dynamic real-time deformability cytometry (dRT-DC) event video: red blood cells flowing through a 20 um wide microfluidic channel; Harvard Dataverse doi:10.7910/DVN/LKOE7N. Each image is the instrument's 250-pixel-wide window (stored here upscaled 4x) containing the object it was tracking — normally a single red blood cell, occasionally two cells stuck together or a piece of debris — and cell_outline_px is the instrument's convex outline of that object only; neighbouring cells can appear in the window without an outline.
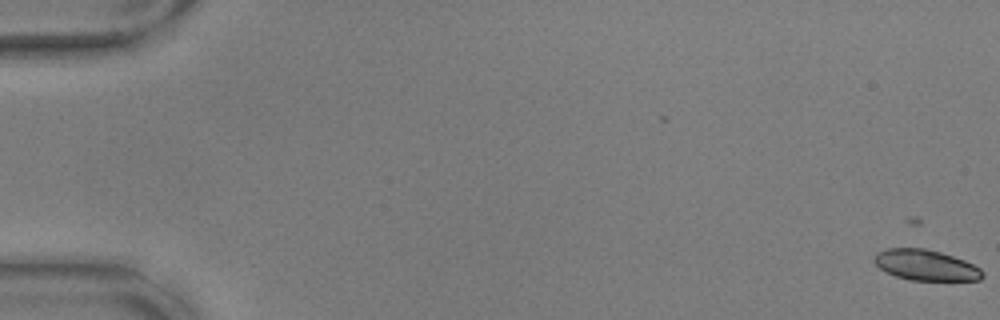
{"species": "common noctule bat (a hibernating species)", "species_latin": "Nyctalus noctula", "temperature_condition": "warm", "stored_images_in_passage": 55, "camera_frame_rate_fps": 3000, "um_per_image_px": 0.085, "animal": {"sex": "male", "body_mass_g": 17.9, "forearm_length_mm": 54.2}, "frame": {"image": 1, "passage_image": 1, "time_ms": 0.0, "image_size_px": [1000, 320], "cell_outline_px": [[984, 276], [980, 280], [912, 280], [896, 276], [880, 268], [872, 260], [876, 252], [888, 248], [924, 248], [940, 252], [964, 260], [980, 268], [984, 272]], "centroid_in_image_um": [78.69, 22.53], "position_along_channel_um": 6.3, "area_um2": 19.25}}
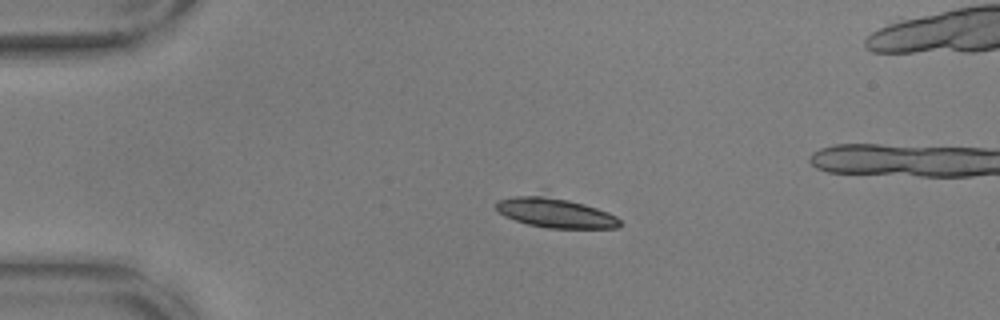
{"frame": {"image": 2, "passage_image": 14, "time_ms": 4.333, "image_size_px": [1000, 320], "cell_outline_px": [[620, 224], [616, 228], [548, 228], [528, 224], [504, 216], [496, 208], [496, 204], [500, 200], [512, 196], [544, 196], [568, 200], [584, 204], [608, 212], [616, 216], [620, 220]], "centroid_in_image_um": [47.22, 18.11], "position_along_channel_um": 37.8, "area_um2": 20.87}}
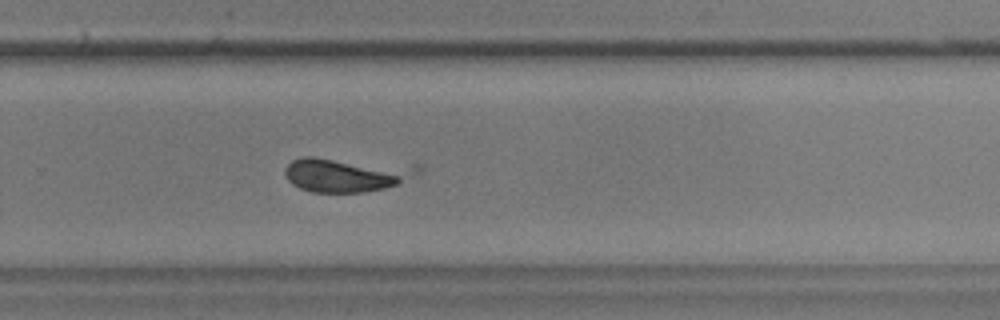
{"frame": {"image": 3, "passage_image": 39, "time_ms": 12.667, "image_size_px": [1000, 320], "cell_outline_px": [[424, 172], [396, 184], [384, 188], [364, 192], [312, 192], [300, 188], [292, 184], [284, 176], [284, 168], [292, 160], [304, 156], [312, 156], [424, 164]], "centroid_in_image_um": [29.54, 14.79], "position_along_channel_um": 300.3, "area_um2": 27.69}}